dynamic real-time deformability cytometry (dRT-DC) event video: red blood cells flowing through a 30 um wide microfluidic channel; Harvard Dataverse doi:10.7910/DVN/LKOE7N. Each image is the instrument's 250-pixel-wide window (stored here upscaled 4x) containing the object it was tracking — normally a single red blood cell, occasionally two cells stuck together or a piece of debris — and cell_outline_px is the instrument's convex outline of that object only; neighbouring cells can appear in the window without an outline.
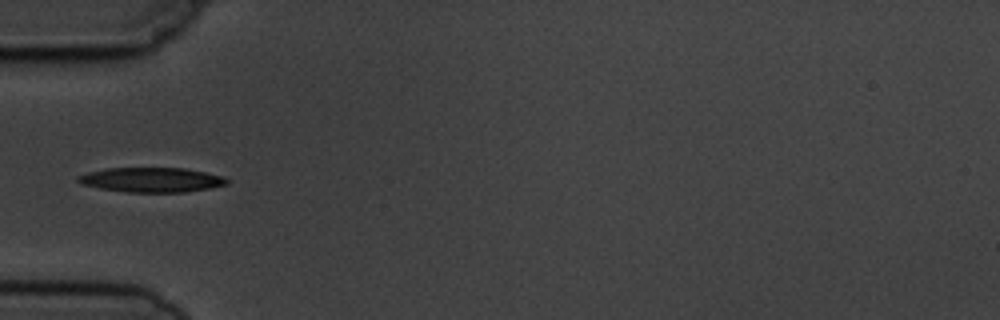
{"species": "common noctule bat (a hibernating species)", "species_latin": "Nyctalus noctula", "temperature_condition": "cold", "stored_images_in_passage": 5, "camera_frame_rate_fps": 3000, "um_per_image_px": 0.085, "animal": {"sex": "male", "body_mass_g": 19.5, "forearm_length_mm": 54.6}, "frame": {"image": 1, "passage_image": 5, "time_ms": 4.667, "image_size_px": [1000, 320], "cell_outline_px": [[228, 184], [208, 188], [184, 192], [128, 192], [100, 188], [80, 184], [76, 180], [76, 176], [88, 172], [104, 168], [184, 168], [224, 176], [228, 180]], "centroid_in_image_um": [12.84, 15.28], "position_along_channel_um": 72.2, "area_um2": 21.39}}